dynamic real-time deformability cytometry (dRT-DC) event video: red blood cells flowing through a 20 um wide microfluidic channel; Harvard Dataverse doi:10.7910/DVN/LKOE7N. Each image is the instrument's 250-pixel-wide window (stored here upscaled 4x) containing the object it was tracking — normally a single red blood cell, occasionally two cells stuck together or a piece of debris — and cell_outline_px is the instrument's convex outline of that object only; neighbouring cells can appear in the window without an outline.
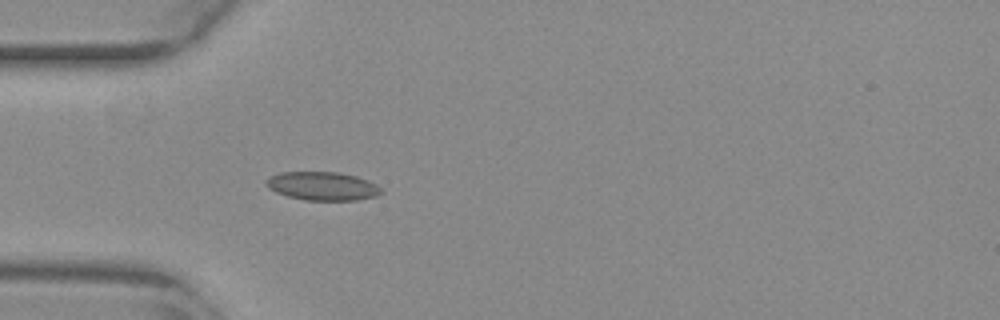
{"species": "common noctule bat (a hibernating species)", "species_latin": "Nyctalus noctula", "temperature_condition": "warm", "stored_images_in_passage": 18, "camera_frame_rate_fps": 3000, "um_per_image_px": 0.085, "animal": {"sex": "female", "body_mass_g": 29.2, "forearm_length_mm": 56.3}, "frame": {"image": 1, "passage_image": 1, "time_ms": 0.0, "image_size_px": [1000, 320], "cell_outline_px": [[384, 192], [376, 196], [356, 200], [304, 200], [288, 196], [276, 192], [268, 188], [264, 184], [264, 180], [280, 172], [340, 172], [356, 176], [368, 180], [376, 184]], "centroid_in_image_um": [27.4, 15.81], "position_along_channel_um": 57.6, "area_um2": 19.19}}
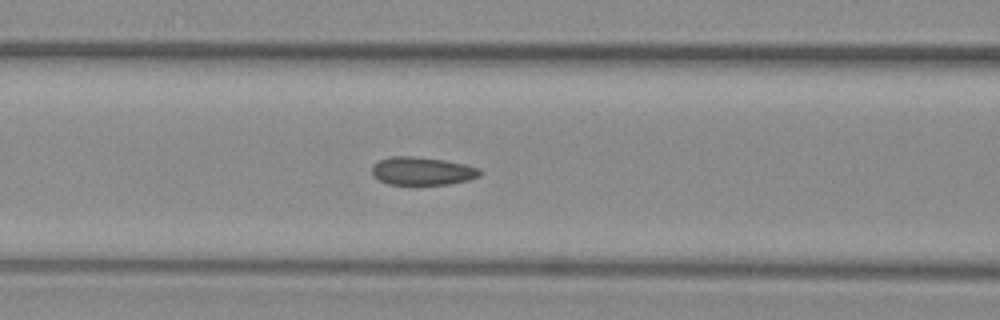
{"frame": {"image": 2, "passage_image": 7, "time_ms": 2.0, "image_size_px": [1000, 320], "cell_outline_px": [[484, 172], [480, 176], [468, 180], [448, 184], [388, 184], [372, 176], [372, 164], [380, 160], [392, 156], [412, 156], [444, 160], [464, 164], [480, 168]], "centroid_in_image_um": [35.9, 14.53], "position_along_channel_um": 130.7, "area_um2": 17.69}}
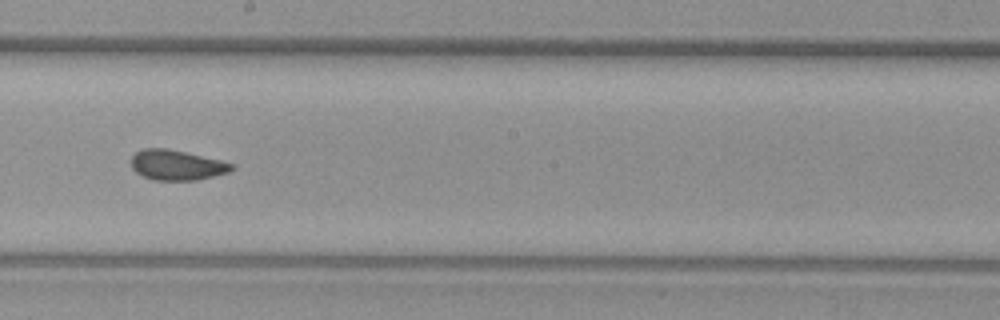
{"frame": {"image": 3, "passage_image": 15, "time_ms": 4.667, "image_size_px": [1000, 320], "cell_outline_px": [[236, 168], [228, 172], [196, 180], [152, 180], [136, 172], [132, 168], [132, 156], [136, 152], [144, 148], [168, 148], [220, 160], [232, 164]], "centroid_in_image_um": [15.01, 14.02], "position_along_channel_um": 233.2, "area_um2": 17.51}}